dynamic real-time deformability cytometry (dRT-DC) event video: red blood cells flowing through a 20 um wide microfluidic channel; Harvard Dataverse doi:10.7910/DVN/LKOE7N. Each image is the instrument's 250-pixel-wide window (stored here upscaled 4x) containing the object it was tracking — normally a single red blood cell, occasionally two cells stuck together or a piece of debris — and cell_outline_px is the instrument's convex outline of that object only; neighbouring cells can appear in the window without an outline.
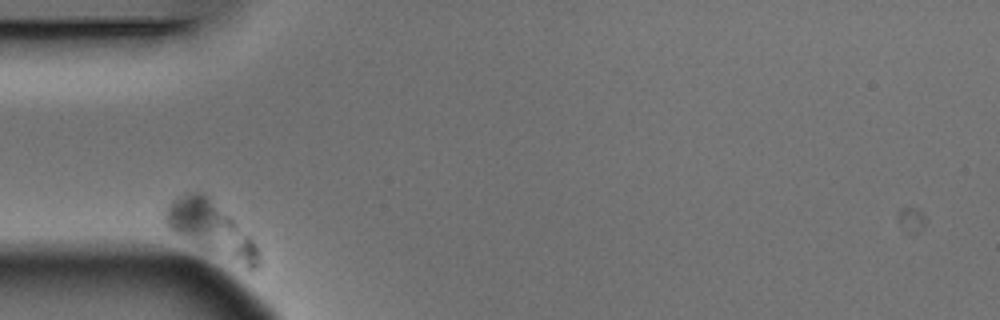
{"species": "Egyptian fruit bat (a non-hibernating species)", "species_latin": "Rousettus aegyptiacus", "temperature_condition": "warm", "stored_images_in_passage": 3, "camera_frame_rate_fps": 3000, "um_per_image_px": 0.085, "animal": {"sex": "male"}, "frame": {"image": 1, "passage_image": 1, "time_ms": 0.0, "image_size_px": [1000, 320], "cell_outline_px": [[264, 264], [260, 268], [252, 272], [248, 272], [172, 232], [168, 228], [164, 216], [168, 204], [180, 196], [188, 192], [200, 192], [208, 196], [256, 244]], "centroid_in_image_um": [18.03, 19.58], "position_along_channel_um": 67.0, "area_um2": 29.13}}
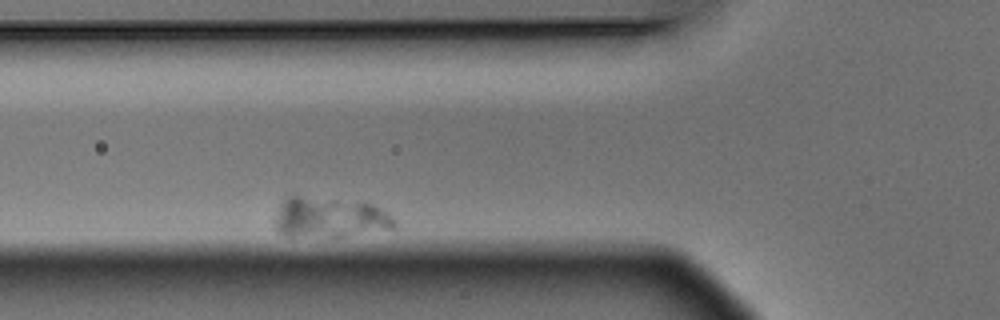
{"frame": {"image": 2, "passage_image": 2, "time_ms": 0.333, "image_size_px": [1000, 320], "cell_outline_px": [[400, 224], [396, 228], [340, 236], [288, 236], [276, 232], [276, 216], [280, 204], [288, 196], [300, 196], [364, 200], [388, 212]], "centroid_in_image_um": [28.09, 18.46], "position_along_channel_um": 97.7, "area_um2": 28.55}}